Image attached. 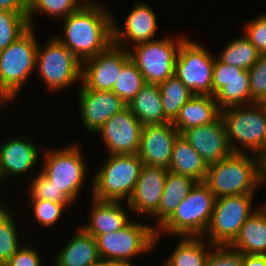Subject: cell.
<instances>
[{"label": "cell", "mask_w": 266, "mask_h": 266, "mask_svg": "<svg viewBox=\"0 0 266 266\" xmlns=\"http://www.w3.org/2000/svg\"><path fill=\"white\" fill-rule=\"evenodd\" d=\"M168 169L143 165L134 192L127 201L133 213L152 216L159 207Z\"/></svg>", "instance_id": "ffe728a7"}, {"label": "cell", "mask_w": 266, "mask_h": 266, "mask_svg": "<svg viewBox=\"0 0 266 266\" xmlns=\"http://www.w3.org/2000/svg\"><path fill=\"white\" fill-rule=\"evenodd\" d=\"M90 197V219L80 227L94 238L97 235L118 231L132 220L128 217L126 208L122 206L123 202Z\"/></svg>", "instance_id": "44dd1931"}, {"label": "cell", "mask_w": 266, "mask_h": 266, "mask_svg": "<svg viewBox=\"0 0 266 266\" xmlns=\"http://www.w3.org/2000/svg\"><path fill=\"white\" fill-rule=\"evenodd\" d=\"M221 116L214 96L193 95L180 109L173 126L182 134L185 130L210 124Z\"/></svg>", "instance_id": "603a6c76"}, {"label": "cell", "mask_w": 266, "mask_h": 266, "mask_svg": "<svg viewBox=\"0 0 266 266\" xmlns=\"http://www.w3.org/2000/svg\"><path fill=\"white\" fill-rule=\"evenodd\" d=\"M260 55L246 36L242 35L226 44L216 57L223 63L249 70Z\"/></svg>", "instance_id": "f546056e"}, {"label": "cell", "mask_w": 266, "mask_h": 266, "mask_svg": "<svg viewBox=\"0 0 266 266\" xmlns=\"http://www.w3.org/2000/svg\"><path fill=\"white\" fill-rule=\"evenodd\" d=\"M230 245L242 254L266 255V212L261 207L245 221Z\"/></svg>", "instance_id": "484cf974"}, {"label": "cell", "mask_w": 266, "mask_h": 266, "mask_svg": "<svg viewBox=\"0 0 266 266\" xmlns=\"http://www.w3.org/2000/svg\"><path fill=\"white\" fill-rule=\"evenodd\" d=\"M179 134L171 122L143 126L137 155L144 165L168 169L173 143Z\"/></svg>", "instance_id": "ac0fdd59"}, {"label": "cell", "mask_w": 266, "mask_h": 266, "mask_svg": "<svg viewBox=\"0 0 266 266\" xmlns=\"http://www.w3.org/2000/svg\"><path fill=\"white\" fill-rule=\"evenodd\" d=\"M185 36L164 37L140 43L128 52L146 83L159 85L174 75L178 50Z\"/></svg>", "instance_id": "30bf717a"}, {"label": "cell", "mask_w": 266, "mask_h": 266, "mask_svg": "<svg viewBox=\"0 0 266 266\" xmlns=\"http://www.w3.org/2000/svg\"><path fill=\"white\" fill-rule=\"evenodd\" d=\"M244 35L261 55H266V13L244 25Z\"/></svg>", "instance_id": "60d3db41"}, {"label": "cell", "mask_w": 266, "mask_h": 266, "mask_svg": "<svg viewBox=\"0 0 266 266\" xmlns=\"http://www.w3.org/2000/svg\"><path fill=\"white\" fill-rule=\"evenodd\" d=\"M196 183L197 181L192 177L168 171L158 210L151 216L156 218L155 230H158L174 214L181 200L190 193Z\"/></svg>", "instance_id": "d4e9b609"}, {"label": "cell", "mask_w": 266, "mask_h": 266, "mask_svg": "<svg viewBox=\"0 0 266 266\" xmlns=\"http://www.w3.org/2000/svg\"><path fill=\"white\" fill-rule=\"evenodd\" d=\"M221 118L234 153L257 155L266 146V108L261 104L225 108Z\"/></svg>", "instance_id": "5b68a950"}, {"label": "cell", "mask_w": 266, "mask_h": 266, "mask_svg": "<svg viewBox=\"0 0 266 266\" xmlns=\"http://www.w3.org/2000/svg\"><path fill=\"white\" fill-rule=\"evenodd\" d=\"M130 59L128 50L111 44L105 51L82 62L79 89L112 91L122 66Z\"/></svg>", "instance_id": "4fadbf2b"}, {"label": "cell", "mask_w": 266, "mask_h": 266, "mask_svg": "<svg viewBox=\"0 0 266 266\" xmlns=\"http://www.w3.org/2000/svg\"><path fill=\"white\" fill-rule=\"evenodd\" d=\"M9 210V211H8ZM11 209L5 207V203L0 207V262L5 264L23 245L17 230V223ZM20 237V240H19Z\"/></svg>", "instance_id": "4dcf8cb0"}, {"label": "cell", "mask_w": 266, "mask_h": 266, "mask_svg": "<svg viewBox=\"0 0 266 266\" xmlns=\"http://www.w3.org/2000/svg\"><path fill=\"white\" fill-rule=\"evenodd\" d=\"M261 208L266 212V202L261 205Z\"/></svg>", "instance_id": "db71d44e"}, {"label": "cell", "mask_w": 266, "mask_h": 266, "mask_svg": "<svg viewBox=\"0 0 266 266\" xmlns=\"http://www.w3.org/2000/svg\"><path fill=\"white\" fill-rule=\"evenodd\" d=\"M2 111H3V107H0V114H1Z\"/></svg>", "instance_id": "11a10c76"}, {"label": "cell", "mask_w": 266, "mask_h": 266, "mask_svg": "<svg viewBox=\"0 0 266 266\" xmlns=\"http://www.w3.org/2000/svg\"><path fill=\"white\" fill-rule=\"evenodd\" d=\"M0 10L28 13V5L26 0H0Z\"/></svg>", "instance_id": "7bdbcfd3"}, {"label": "cell", "mask_w": 266, "mask_h": 266, "mask_svg": "<svg viewBox=\"0 0 266 266\" xmlns=\"http://www.w3.org/2000/svg\"><path fill=\"white\" fill-rule=\"evenodd\" d=\"M108 7L82 5L62 19L63 32L55 37L82 63L113 43V17Z\"/></svg>", "instance_id": "6da1fadb"}, {"label": "cell", "mask_w": 266, "mask_h": 266, "mask_svg": "<svg viewBox=\"0 0 266 266\" xmlns=\"http://www.w3.org/2000/svg\"><path fill=\"white\" fill-rule=\"evenodd\" d=\"M255 195H231L216 198L204 239L213 245H230L241 226L256 211Z\"/></svg>", "instance_id": "8fae6325"}, {"label": "cell", "mask_w": 266, "mask_h": 266, "mask_svg": "<svg viewBox=\"0 0 266 266\" xmlns=\"http://www.w3.org/2000/svg\"><path fill=\"white\" fill-rule=\"evenodd\" d=\"M26 187L29 200H48L59 204H74L51 180L46 178L40 171Z\"/></svg>", "instance_id": "d590c367"}, {"label": "cell", "mask_w": 266, "mask_h": 266, "mask_svg": "<svg viewBox=\"0 0 266 266\" xmlns=\"http://www.w3.org/2000/svg\"><path fill=\"white\" fill-rule=\"evenodd\" d=\"M81 1V0H80ZM101 0H85L84 2H82V5H94V6H104V7H108V5L106 6L105 4H103L102 2H100Z\"/></svg>", "instance_id": "c3c4849f"}, {"label": "cell", "mask_w": 266, "mask_h": 266, "mask_svg": "<svg viewBox=\"0 0 266 266\" xmlns=\"http://www.w3.org/2000/svg\"><path fill=\"white\" fill-rule=\"evenodd\" d=\"M216 197L203 182H197L181 200L174 214L156 230L155 247L161 234L203 237L214 209Z\"/></svg>", "instance_id": "3957f363"}, {"label": "cell", "mask_w": 266, "mask_h": 266, "mask_svg": "<svg viewBox=\"0 0 266 266\" xmlns=\"http://www.w3.org/2000/svg\"><path fill=\"white\" fill-rule=\"evenodd\" d=\"M81 72L82 63L55 36L44 46L38 42L35 73L39 74L50 93H59L81 83Z\"/></svg>", "instance_id": "52a82bcc"}, {"label": "cell", "mask_w": 266, "mask_h": 266, "mask_svg": "<svg viewBox=\"0 0 266 266\" xmlns=\"http://www.w3.org/2000/svg\"><path fill=\"white\" fill-rule=\"evenodd\" d=\"M74 233L58 254H55V266H88L100 259L96 239L80 225Z\"/></svg>", "instance_id": "7402d4cb"}, {"label": "cell", "mask_w": 266, "mask_h": 266, "mask_svg": "<svg viewBox=\"0 0 266 266\" xmlns=\"http://www.w3.org/2000/svg\"><path fill=\"white\" fill-rule=\"evenodd\" d=\"M38 249L22 245L20 249L5 263V266H42Z\"/></svg>", "instance_id": "b9f144b4"}, {"label": "cell", "mask_w": 266, "mask_h": 266, "mask_svg": "<svg viewBox=\"0 0 266 266\" xmlns=\"http://www.w3.org/2000/svg\"><path fill=\"white\" fill-rule=\"evenodd\" d=\"M33 217L41 227L53 226L60 221L62 214L72 204H59L48 200H29Z\"/></svg>", "instance_id": "8d00e7d4"}, {"label": "cell", "mask_w": 266, "mask_h": 266, "mask_svg": "<svg viewBox=\"0 0 266 266\" xmlns=\"http://www.w3.org/2000/svg\"><path fill=\"white\" fill-rule=\"evenodd\" d=\"M250 79L251 104L258 103L266 94V55H260L248 70Z\"/></svg>", "instance_id": "f35d334b"}, {"label": "cell", "mask_w": 266, "mask_h": 266, "mask_svg": "<svg viewBox=\"0 0 266 266\" xmlns=\"http://www.w3.org/2000/svg\"><path fill=\"white\" fill-rule=\"evenodd\" d=\"M23 135V136H21ZM14 135L0 144V167L5 179L35 171L40 157L39 148L34 144L30 134ZM30 171V172H29ZM7 177V178H6Z\"/></svg>", "instance_id": "e0dca14e"}, {"label": "cell", "mask_w": 266, "mask_h": 266, "mask_svg": "<svg viewBox=\"0 0 266 266\" xmlns=\"http://www.w3.org/2000/svg\"><path fill=\"white\" fill-rule=\"evenodd\" d=\"M258 103L266 108V94Z\"/></svg>", "instance_id": "f907efd6"}, {"label": "cell", "mask_w": 266, "mask_h": 266, "mask_svg": "<svg viewBox=\"0 0 266 266\" xmlns=\"http://www.w3.org/2000/svg\"><path fill=\"white\" fill-rule=\"evenodd\" d=\"M232 79H249L248 70H243L239 67L223 63L215 55L212 78V96L227 85V82Z\"/></svg>", "instance_id": "74e56055"}, {"label": "cell", "mask_w": 266, "mask_h": 266, "mask_svg": "<svg viewBox=\"0 0 266 266\" xmlns=\"http://www.w3.org/2000/svg\"><path fill=\"white\" fill-rule=\"evenodd\" d=\"M36 0H26L28 8L35 2Z\"/></svg>", "instance_id": "816d5d0a"}, {"label": "cell", "mask_w": 266, "mask_h": 266, "mask_svg": "<svg viewBox=\"0 0 266 266\" xmlns=\"http://www.w3.org/2000/svg\"><path fill=\"white\" fill-rule=\"evenodd\" d=\"M29 27L28 13L0 10V51L7 48Z\"/></svg>", "instance_id": "e575fe53"}, {"label": "cell", "mask_w": 266, "mask_h": 266, "mask_svg": "<svg viewBox=\"0 0 266 266\" xmlns=\"http://www.w3.org/2000/svg\"><path fill=\"white\" fill-rule=\"evenodd\" d=\"M91 178V196L99 200L124 201L132 196L143 162L137 154H107Z\"/></svg>", "instance_id": "277c9868"}, {"label": "cell", "mask_w": 266, "mask_h": 266, "mask_svg": "<svg viewBox=\"0 0 266 266\" xmlns=\"http://www.w3.org/2000/svg\"><path fill=\"white\" fill-rule=\"evenodd\" d=\"M213 244L204 237L181 236L176 247L165 259V266H205Z\"/></svg>", "instance_id": "83f0119b"}, {"label": "cell", "mask_w": 266, "mask_h": 266, "mask_svg": "<svg viewBox=\"0 0 266 266\" xmlns=\"http://www.w3.org/2000/svg\"><path fill=\"white\" fill-rule=\"evenodd\" d=\"M134 5L126 17L124 29L119 28L120 26L113 18V44L126 50L129 46L127 47L125 42L133 47L154 40L158 31V15L152 7L142 1Z\"/></svg>", "instance_id": "2e32d148"}, {"label": "cell", "mask_w": 266, "mask_h": 266, "mask_svg": "<svg viewBox=\"0 0 266 266\" xmlns=\"http://www.w3.org/2000/svg\"><path fill=\"white\" fill-rule=\"evenodd\" d=\"M143 125L126 107L110 117L96 133L108 154H137Z\"/></svg>", "instance_id": "5bb4252c"}, {"label": "cell", "mask_w": 266, "mask_h": 266, "mask_svg": "<svg viewBox=\"0 0 266 266\" xmlns=\"http://www.w3.org/2000/svg\"><path fill=\"white\" fill-rule=\"evenodd\" d=\"M127 108L134 114L143 126L162 125L168 123L165 120L158 85L146 83L127 104Z\"/></svg>", "instance_id": "4316f807"}, {"label": "cell", "mask_w": 266, "mask_h": 266, "mask_svg": "<svg viewBox=\"0 0 266 266\" xmlns=\"http://www.w3.org/2000/svg\"><path fill=\"white\" fill-rule=\"evenodd\" d=\"M214 98L221 110L232 106L251 104L250 79H232Z\"/></svg>", "instance_id": "d6a6232c"}, {"label": "cell", "mask_w": 266, "mask_h": 266, "mask_svg": "<svg viewBox=\"0 0 266 266\" xmlns=\"http://www.w3.org/2000/svg\"><path fill=\"white\" fill-rule=\"evenodd\" d=\"M216 198L231 195H256L261 186L257 155L233 153L208 165L204 181Z\"/></svg>", "instance_id": "7a4b0ae2"}, {"label": "cell", "mask_w": 266, "mask_h": 266, "mask_svg": "<svg viewBox=\"0 0 266 266\" xmlns=\"http://www.w3.org/2000/svg\"><path fill=\"white\" fill-rule=\"evenodd\" d=\"M5 180L2 171H1V167H0V183H2V181Z\"/></svg>", "instance_id": "f5cc1de1"}, {"label": "cell", "mask_w": 266, "mask_h": 266, "mask_svg": "<svg viewBox=\"0 0 266 266\" xmlns=\"http://www.w3.org/2000/svg\"><path fill=\"white\" fill-rule=\"evenodd\" d=\"M35 27H29L0 51V86L16 101L28 78L35 73L38 47Z\"/></svg>", "instance_id": "ba28073f"}, {"label": "cell", "mask_w": 266, "mask_h": 266, "mask_svg": "<svg viewBox=\"0 0 266 266\" xmlns=\"http://www.w3.org/2000/svg\"><path fill=\"white\" fill-rule=\"evenodd\" d=\"M114 266H134V264H126L119 261H114Z\"/></svg>", "instance_id": "681fc988"}, {"label": "cell", "mask_w": 266, "mask_h": 266, "mask_svg": "<svg viewBox=\"0 0 266 266\" xmlns=\"http://www.w3.org/2000/svg\"><path fill=\"white\" fill-rule=\"evenodd\" d=\"M150 225L132 220L118 231L97 235L100 258L133 264L134 258L155 248L156 230Z\"/></svg>", "instance_id": "9c48e42d"}, {"label": "cell", "mask_w": 266, "mask_h": 266, "mask_svg": "<svg viewBox=\"0 0 266 266\" xmlns=\"http://www.w3.org/2000/svg\"><path fill=\"white\" fill-rule=\"evenodd\" d=\"M65 146V147H64ZM61 148L52 147L42 152L41 170L46 178L59 188L73 203L79 197L87 177V161L78 143H71ZM88 169V170H87Z\"/></svg>", "instance_id": "8992f818"}, {"label": "cell", "mask_w": 266, "mask_h": 266, "mask_svg": "<svg viewBox=\"0 0 266 266\" xmlns=\"http://www.w3.org/2000/svg\"><path fill=\"white\" fill-rule=\"evenodd\" d=\"M78 110L83 127L96 134L114 114L127 107L126 103L113 91L78 89Z\"/></svg>", "instance_id": "9a60e30c"}, {"label": "cell", "mask_w": 266, "mask_h": 266, "mask_svg": "<svg viewBox=\"0 0 266 266\" xmlns=\"http://www.w3.org/2000/svg\"><path fill=\"white\" fill-rule=\"evenodd\" d=\"M88 266H114V261L111 260H105V259H99L93 264H90Z\"/></svg>", "instance_id": "7dc6e473"}, {"label": "cell", "mask_w": 266, "mask_h": 266, "mask_svg": "<svg viewBox=\"0 0 266 266\" xmlns=\"http://www.w3.org/2000/svg\"><path fill=\"white\" fill-rule=\"evenodd\" d=\"M208 165L182 134L173 143L168 171L192 177L197 182L205 181Z\"/></svg>", "instance_id": "cb8c5ba5"}, {"label": "cell", "mask_w": 266, "mask_h": 266, "mask_svg": "<svg viewBox=\"0 0 266 266\" xmlns=\"http://www.w3.org/2000/svg\"><path fill=\"white\" fill-rule=\"evenodd\" d=\"M159 86L165 120L173 123L182 106L193 96L183 82L173 75Z\"/></svg>", "instance_id": "f1b7e54d"}, {"label": "cell", "mask_w": 266, "mask_h": 266, "mask_svg": "<svg viewBox=\"0 0 266 266\" xmlns=\"http://www.w3.org/2000/svg\"><path fill=\"white\" fill-rule=\"evenodd\" d=\"M242 253L231 245H213L205 266H241Z\"/></svg>", "instance_id": "ab89813d"}, {"label": "cell", "mask_w": 266, "mask_h": 266, "mask_svg": "<svg viewBox=\"0 0 266 266\" xmlns=\"http://www.w3.org/2000/svg\"><path fill=\"white\" fill-rule=\"evenodd\" d=\"M82 2L83 0H36L28 8L29 26L34 27L32 16L35 13L39 12L40 15L60 20L76 12L82 6Z\"/></svg>", "instance_id": "836d02e7"}, {"label": "cell", "mask_w": 266, "mask_h": 266, "mask_svg": "<svg viewBox=\"0 0 266 266\" xmlns=\"http://www.w3.org/2000/svg\"><path fill=\"white\" fill-rule=\"evenodd\" d=\"M258 158V169H259V180L261 186L266 185V146L257 154Z\"/></svg>", "instance_id": "f6af8a7d"}, {"label": "cell", "mask_w": 266, "mask_h": 266, "mask_svg": "<svg viewBox=\"0 0 266 266\" xmlns=\"http://www.w3.org/2000/svg\"><path fill=\"white\" fill-rule=\"evenodd\" d=\"M182 135L207 165L216 163L234 153L228 142L221 116L210 124L189 128Z\"/></svg>", "instance_id": "d6986e66"}, {"label": "cell", "mask_w": 266, "mask_h": 266, "mask_svg": "<svg viewBox=\"0 0 266 266\" xmlns=\"http://www.w3.org/2000/svg\"><path fill=\"white\" fill-rule=\"evenodd\" d=\"M214 61V54L206 47L186 37L178 50L174 75L193 95L212 96Z\"/></svg>", "instance_id": "7c38bea8"}, {"label": "cell", "mask_w": 266, "mask_h": 266, "mask_svg": "<svg viewBox=\"0 0 266 266\" xmlns=\"http://www.w3.org/2000/svg\"><path fill=\"white\" fill-rule=\"evenodd\" d=\"M241 266H266V255L242 254Z\"/></svg>", "instance_id": "ee69618b"}, {"label": "cell", "mask_w": 266, "mask_h": 266, "mask_svg": "<svg viewBox=\"0 0 266 266\" xmlns=\"http://www.w3.org/2000/svg\"><path fill=\"white\" fill-rule=\"evenodd\" d=\"M145 84V79L137 68V65L129 59L122 66L112 91L127 105Z\"/></svg>", "instance_id": "1f68e13d"}, {"label": "cell", "mask_w": 266, "mask_h": 266, "mask_svg": "<svg viewBox=\"0 0 266 266\" xmlns=\"http://www.w3.org/2000/svg\"><path fill=\"white\" fill-rule=\"evenodd\" d=\"M13 105L15 101L8 95V93L0 86V107H6L8 104Z\"/></svg>", "instance_id": "bcb514c9"}]
</instances>
